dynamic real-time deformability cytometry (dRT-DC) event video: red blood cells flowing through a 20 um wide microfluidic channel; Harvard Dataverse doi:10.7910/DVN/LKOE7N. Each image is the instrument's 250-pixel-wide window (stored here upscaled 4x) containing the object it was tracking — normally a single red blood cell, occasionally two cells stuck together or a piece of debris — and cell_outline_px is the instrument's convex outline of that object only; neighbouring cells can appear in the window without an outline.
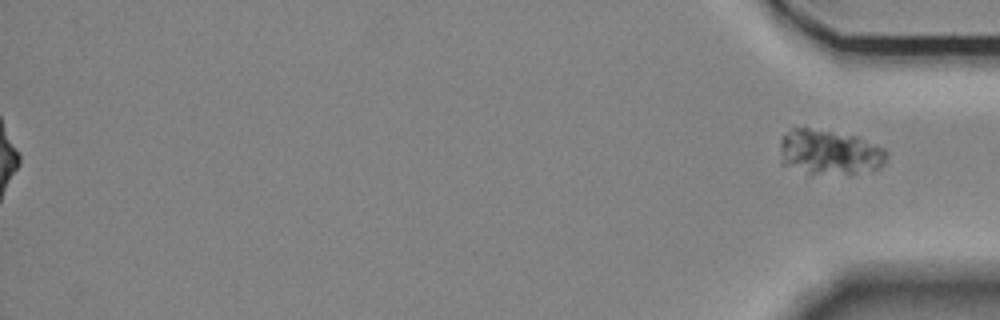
{"species": "Egyptian fruit bat (a non-hibernating species)", "species_latin": "Rousettus aegyptiacus", "temperature_condition": "room temperature", "stored_images_in_passage": 56, "segment_of_instrument_passage": [2, 2], "camera_frame_rate_fps": 3000, "um_per_image_px": 0.085, "animal": {"sex": "female"}, "frame": {"image": 1, "passage_image": 56, "time_ms": 18.333, "image_size_px": [1000, 320], "cell_outline_px": [[888, 156], [884, 164], [876, 168], [856, 172], [808, 176], [780, 164], [780, 140], [792, 128], [808, 128], [856, 136], [884, 148], [888, 152]], "centroid_in_image_um": [70.43, 12.98], "position_along_channel_um": 364.8, "area_um2": 28.26}}